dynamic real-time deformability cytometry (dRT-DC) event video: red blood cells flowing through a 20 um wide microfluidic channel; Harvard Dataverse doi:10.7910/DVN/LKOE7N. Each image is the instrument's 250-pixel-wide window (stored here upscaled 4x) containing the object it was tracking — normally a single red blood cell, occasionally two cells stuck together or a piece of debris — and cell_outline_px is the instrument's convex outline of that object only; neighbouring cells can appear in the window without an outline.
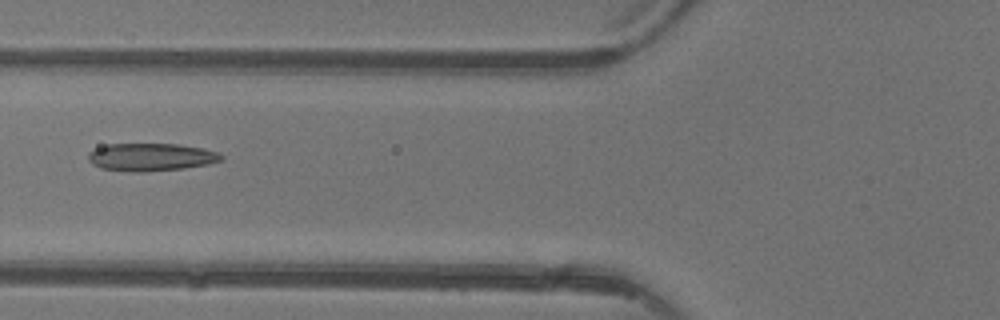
{"species": "common noctule bat (a hibernating species)", "species_latin": "Nyctalus noctula", "temperature_condition": "warm", "stored_images_in_passage": 5, "camera_frame_rate_fps": 3000, "um_per_image_px": 0.085, "animal": {"sex": "female"}, "frame": {"image": 1, "passage_image": 5, "time_ms": 4.667, "image_size_px": [1000, 320], "cell_outline_px": [[224, 160], [208, 164], [184, 168], [148, 172], [132, 172], [100, 168], [92, 164], [88, 160], [88, 152], [96, 148], [108, 144], [180, 144], [220, 152], [224, 156]], "centroid_in_image_um": [12.85, 13.36], "position_along_channel_um": 113.0, "area_um2": 21.73}}